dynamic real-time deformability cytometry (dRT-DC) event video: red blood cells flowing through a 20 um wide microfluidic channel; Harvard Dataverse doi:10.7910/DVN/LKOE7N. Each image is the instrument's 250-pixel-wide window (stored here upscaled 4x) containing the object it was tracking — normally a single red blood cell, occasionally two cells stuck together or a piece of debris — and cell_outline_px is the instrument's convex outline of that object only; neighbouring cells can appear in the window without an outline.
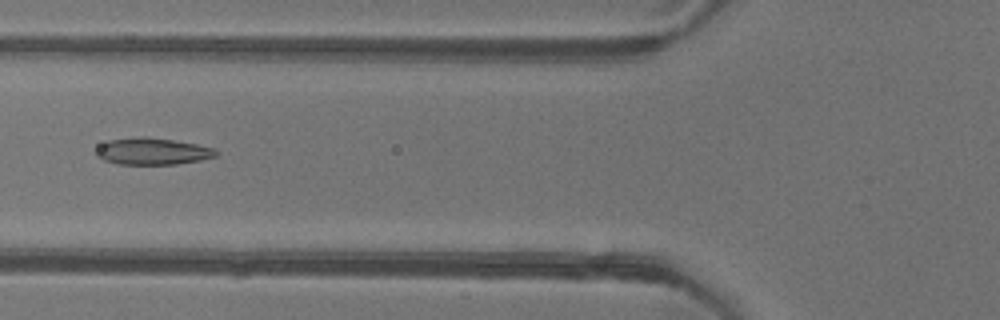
{"species": "common noctule bat (a hibernating species)", "species_latin": "Nyctalus noctula", "temperature_condition": "warm", "stored_images_in_passage": 52, "camera_frame_rate_fps": 3000, "um_per_image_px": 0.085, "animal": {"sex": "female"}, "frame": {"image": 1, "passage_image": 20, "time_ms": 6.333, "image_size_px": [1000, 320], "cell_outline_px": [[216, 156], [200, 160], [176, 164], [120, 164], [104, 160], [96, 156], [96, 148], [100, 144], [108, 140], [140, 136], [144, 136], [172, 140], [196, 144], [216, 148]], "centroid_in_image_um": [12.93, 12.85], "position_along_channel_um": 112.9, "area_um2": 18.67}}
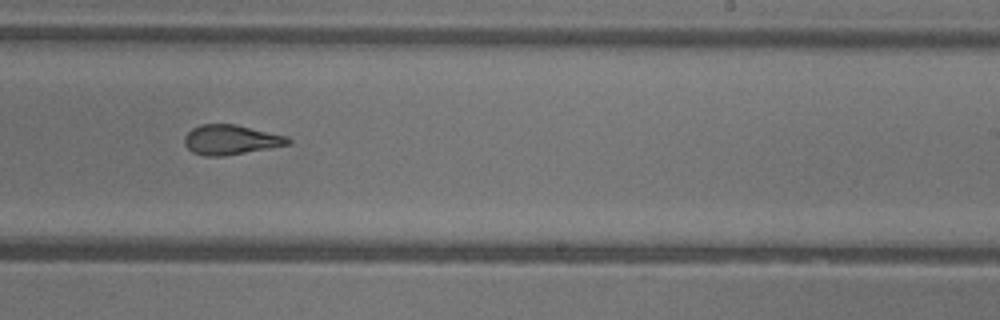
{"frame": {"image": 2, "passage_image": 32, "time_ms": 10.333, "image_size_px": [1000, 320], "cell_outline_px": [[292, 140], [288, 144], [268, 148], [224, 156], [204, 156], [192, 152], [184, 144], [184, 136], [192, 128], [200, 124], [236, 124], [288, 136]], "centroid_in_image_um": [19.59, 11.87], "position_along_channel_um": 269.4, "area_um2": 17.98}}
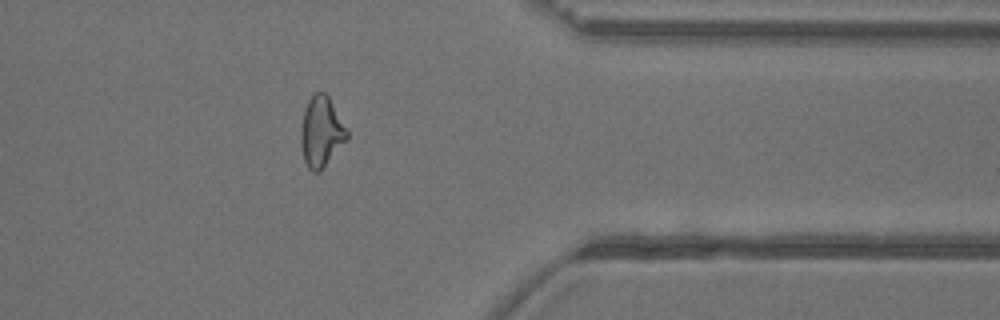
{"frame": {"image": 3, "passage_image": 42, "time_ms": 13.667, "image_size_px": [1000, 320], "cell_outline_px": [[348, 140], [320, 172], [312, 172], [308, 168], [304, 160], [300, 144], [300, 132], [304, 108], [308, 100], [316, 92], [324, 92], [328, 96], [348, 128]], "centroid_in_image_um": [27.32, 11.22], "position_along_channel_um": 384.1, "area_um2": 19.31}, "authors_computed_cell_mechanics": {"area_um2": 19.4208, "velocity_mm_per_s": 3.9129, "shape_relaxation_time_tau1_ms": null, "shape_relaxation_time_tau2_ms": 2.1567, "deformation_change_tau1": null, "deformation_change_tau2": 0.1092}}